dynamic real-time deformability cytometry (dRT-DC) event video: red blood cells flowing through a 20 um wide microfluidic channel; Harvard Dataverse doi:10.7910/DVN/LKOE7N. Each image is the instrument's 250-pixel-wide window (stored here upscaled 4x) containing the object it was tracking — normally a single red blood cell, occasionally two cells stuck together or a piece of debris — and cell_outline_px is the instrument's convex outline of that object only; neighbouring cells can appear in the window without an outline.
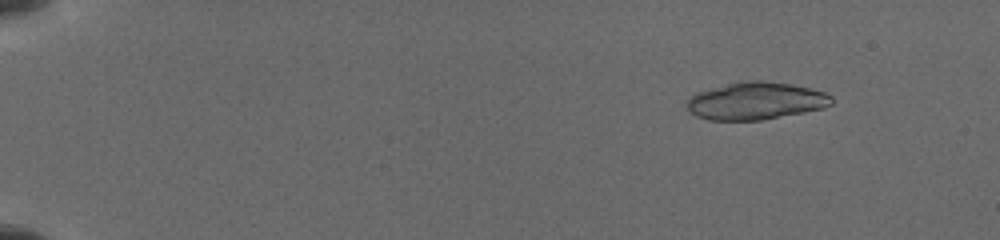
{"species": "common noctule bat (a hibernating species)", "species_latin": "Nyctalus noctula", "temperature_condition": "cold", "stored_images_in_passage": 49, "camera_frame_rate_fps": 3000, "um_per_image_px": 0.085, "animal": {"sex": "female", "body_mass_g": 19.5, "forearm_length_mm": 54.1}, "frame": {"image": 1, "passage_image": 10, "time_ms": 2.0, "image_size_px": [1000, 240], "cell_outline_px": [[832, 104], [824, 108], [760, 120], [712, 120], [696, 116], [688, 108], [688, 100], [692, 96], [700, 92], [728, 84], [748, 80], [760, 80], [788, 84], [808, 88], [824, 92], [832, 96]], "centroid_in_image_um": [64.28, 8.58], "position_along_channel_um": 20.7, "area_um2": 30.87}}